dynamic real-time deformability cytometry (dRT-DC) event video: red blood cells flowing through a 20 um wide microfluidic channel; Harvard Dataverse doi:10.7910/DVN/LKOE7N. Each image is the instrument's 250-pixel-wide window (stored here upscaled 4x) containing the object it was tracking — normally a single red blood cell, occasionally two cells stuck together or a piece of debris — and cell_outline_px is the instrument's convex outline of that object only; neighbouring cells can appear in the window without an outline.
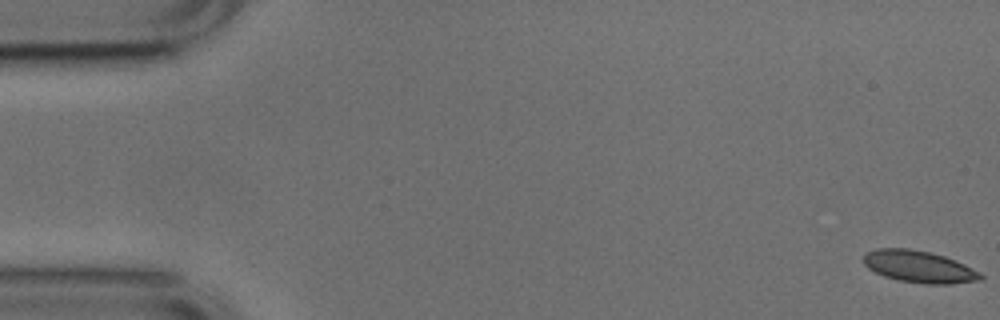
{"species": "common noctule bat (a hibernating species)", "species_latin": "Nyctalus noctula", "temperature_condition": "cold", "stored_images_in_passage": 53, "camera_frame_rate_fps": 3000, "um_per_image_px": 0.085, "animal": {"sex": "male", "body_mass_g": 17.9, "forearm_length_mm": 54.2}, "frame": {"image": 1, "passage_image": 1, "time_ms": 0.0, "image_size_px": [1000, 320], "cell_outline_px": [[984, 280], [952, 284], [924, 284], [900, 280], [884, 276], [868, 268], [864, 264], [864, 256], [868, 252], [876, 248], [908, 248], [928, 252], [944, 256], [964, 264], [980, 272], [984, 276]], "centroid_in_image_um": [78.16, 22.68], "position_along_channel_um": 6.8, "area_um2": 21.73}}
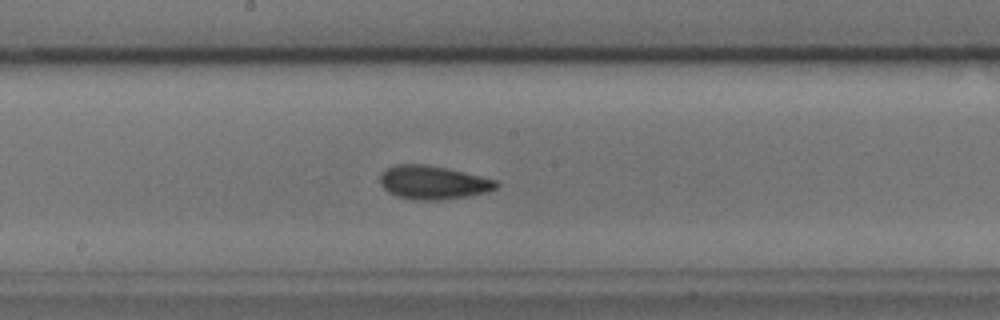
{"frame": {"image": 2, "passage_image": 28, "time_ms": 9.0, "image_size_px": [1000, 320], "cell_outline_px": [[500, 184], [496, 188], [488, 192], [440, 200], [420, 200], [396, 196], [388, 192], [380, 184], [380, 176], [388, 168], [396, 164], [424, 164], [444, 168], [480, 176], [496, 180]], "centroid_in_image_um": [36.8, 15.51], "position_along_channel_um": 211.4, "area_um2": 22.37}}
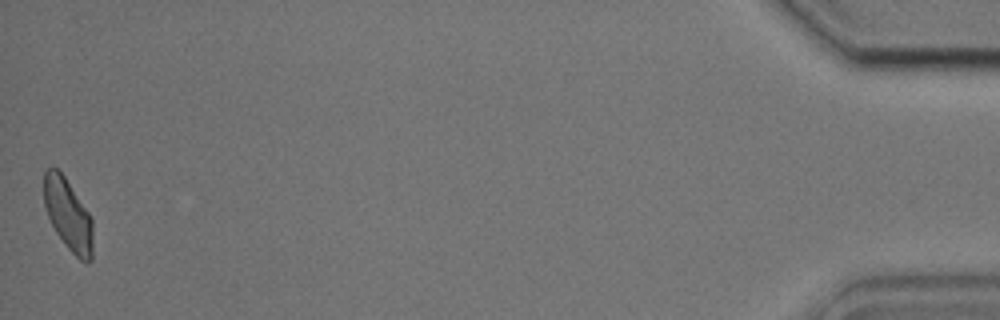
{"frame": {"image": 3, "passage_image": 53, "time_ms": 17.333, "image_size_px": [1000, 320], "cell_outline_px": [[92, 260], [88, 264], [80, 260], [68, 248], [56, 232], [48, 216], [44, 204], [44, 172], [52, 164], [64, 176], [88, 212], [92, 220]], "centroid_in_image_um": [5.78, 18.25], "position_along_channel_um": 429.4, "area_um2": 20.23}, "authors_computed_cell_mechanics": {"area_um2": 21.8484, "velocity_mm_per_s": 3.7593, "shape_relaxation_time_tau1_ms": 3.585, "shape_relaxation_time_tau2_ms": 1.6466, "deformation_change_tau1": 0.0968, "deformation_change_tau2": 0.0892}}